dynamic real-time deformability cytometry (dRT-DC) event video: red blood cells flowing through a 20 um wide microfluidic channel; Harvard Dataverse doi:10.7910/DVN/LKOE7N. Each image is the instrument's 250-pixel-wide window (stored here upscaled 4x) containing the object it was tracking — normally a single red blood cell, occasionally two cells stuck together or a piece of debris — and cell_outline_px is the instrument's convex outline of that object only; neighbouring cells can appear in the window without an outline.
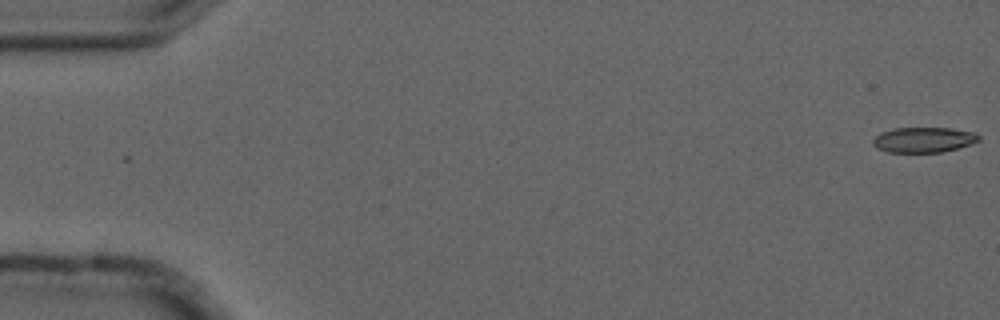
{"species": "common noctule bat (a hibernating species)", "species_latin": "Nyctalus noctula", "temperature_condition": "cold", "stored_images_in_passage": 5, "camera_frame_rate_fps": 3000, "um_per_image_px": 0.085, "animal": {"sex": "male", "forearm_length_mm": 52.5}, "frame": {"image": 1, "passage_image": 1, "time_ms": 0.0, "image_size_px": [1000, 320], "cell_outline_px": [[980, 140], [956, 148], [940, 152], [888, 152], [876, 148], [872, 144], [872, 140], [880, 132], [892, 128], [948, 128], [976, 132], [980, 136]], "centroid_in_image_um": [78.47, 11.87], "position_along_channel_um": 6.5, "area_um2": 15.55}}
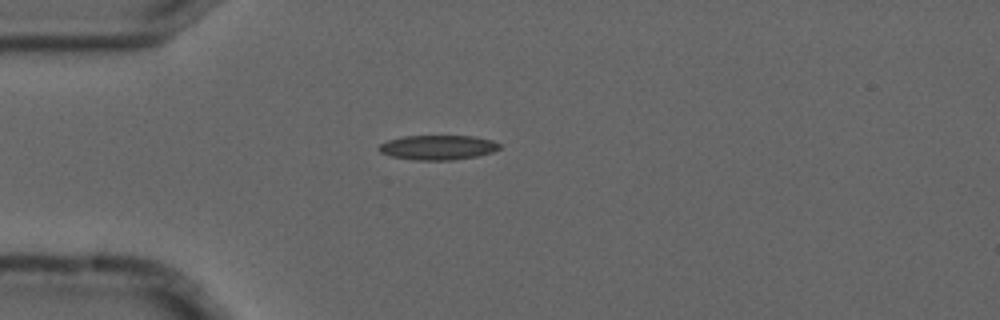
{"frame": {"image": 2, "passage_image": 5, "time_ms": 1.333, "image_size_px": [1000, 320], "cell_outline_px": [[500, 148], [492, 152], [476, 156], [452, 160], [416, 160], [392, 156], [380, 152], [376, 148], [380, 144], [388, 140], [404, 136], [476, 136], [492, 140], [500, 144]], "centroid_in_image_um": [37.21, 12.53], "position_along_channel_um": 47.8, "area_um2": 17.28}}